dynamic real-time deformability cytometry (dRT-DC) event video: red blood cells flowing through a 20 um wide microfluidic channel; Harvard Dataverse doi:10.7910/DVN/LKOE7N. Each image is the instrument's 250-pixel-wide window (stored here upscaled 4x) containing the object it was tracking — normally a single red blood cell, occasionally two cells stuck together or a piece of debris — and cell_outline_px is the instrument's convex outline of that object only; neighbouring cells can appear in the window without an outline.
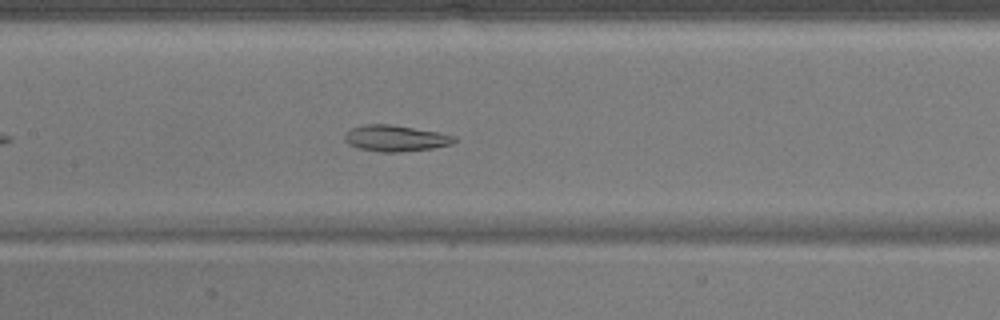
{"species": "common noctule bat (a hibernating species)", "species_latin": "Nyctalus noctula", "temperature_condition": "warm", "stored_images_in_passage": 39, "camera_frame_rate_fps": 3000, "um_per_image_px": 0.085, "animal": {"sex": "male", "body_mass_g": 17.9}, "frame": {"image": 1, "passage_image": 13, "time_ms": 4.0, "image_size_px": [1000, 320], "cell_outline_px": [[456, 140], [448, 144], [432, 148], [400, 152], [384, 152], [360, 148], [348, 144], [344, 140], [344, 136], [352, 128], [364, 124], [388, 124], [436, 132], [456, 136]], "centroid_in_image_um": [33.58, 11.75], "position_along_channel_um": 173.8, "area_um2": 16.3}}
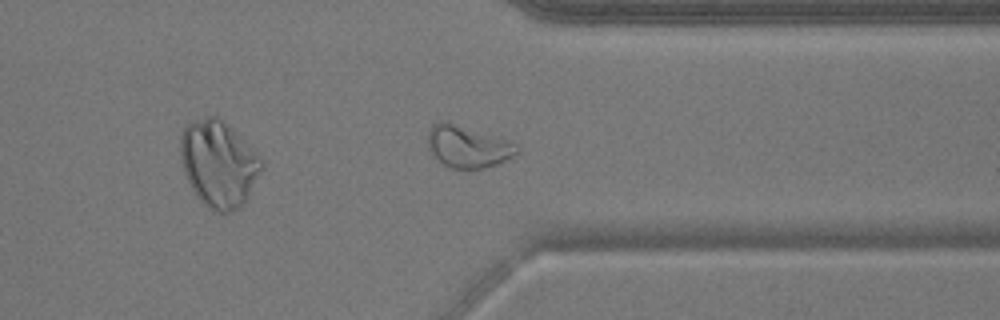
{"frame": {"image": 2, "passage_image": 28, "time_ms": 9.0, "image_size_px": [1000, 320], "cell_outline_px": [[520, 152], [508, 160], [500, 164], [480, 168], [452, 168], [444, 164], [428, 148], [428, 132], [432, 124], [440, 120], [444, 120], [508, 140], [516, 144], [520, 148]], "centroid_in_image_um": [39.8, 12.45], "position_along_channel_um": 371.6, "area_um2": 21.73}}
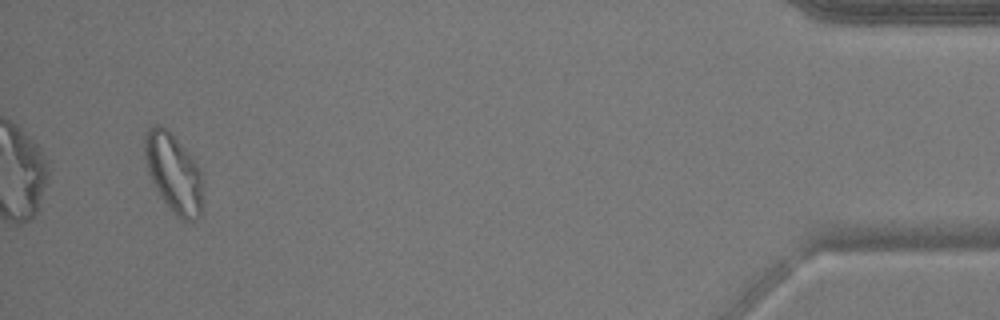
{"frame": {"image": 3, "passage_image": 37, "time_ms": 12.0, "image_size_px": [1000, 320], "cell_outline_px": [[204, 176], [200, 216], [196, 220], [184, 220], [176, 216], [164, 200], [156, 188], [148, 172], [144, 156], [144, 136], [148, 128], [152, 124], [156, 124], [164, 128], [184, 148], [196, 164]], "centroid_in_image_um": [14.76, 14.72], "position_along_channel_um": 420.4, "area_um2": 26.41}}